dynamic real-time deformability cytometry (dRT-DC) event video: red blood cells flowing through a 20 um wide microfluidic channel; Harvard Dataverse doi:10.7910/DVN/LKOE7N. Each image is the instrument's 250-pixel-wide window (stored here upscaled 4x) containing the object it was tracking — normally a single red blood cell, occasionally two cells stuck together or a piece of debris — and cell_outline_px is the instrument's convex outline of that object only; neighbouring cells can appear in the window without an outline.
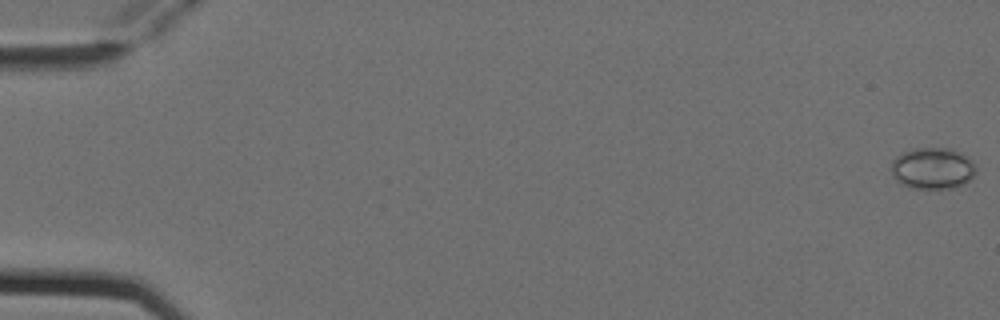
{"species": "Egyptian fruit bat (a non-hibernating species)", "species_latin": "Rousettus aegyptiacus", "temperature_condition": "cold", "stored_images_in_passage": 5, "camera_frame_rate_fps": 3000, "um_per_image_px": 0.085, "animal": {"sex": "female"}, "frame": {"image": 1, "passage_image": 1, "time_ms": 0.0, "image_size_px": [1000, 320], "cell_outline_px": [[976, 172], [964, 184], [952, 188], [908, 188], [900, 184], [892, 176], [892, 160], [896, 156], [904, 152], [916, 148], [952, 148], [960, 152], [972, 160], [976, 164]], "centroid_in_image_um": [79.27, 14.31], "position_along_channel_um": 5.7, "area_um2": 20.63}}